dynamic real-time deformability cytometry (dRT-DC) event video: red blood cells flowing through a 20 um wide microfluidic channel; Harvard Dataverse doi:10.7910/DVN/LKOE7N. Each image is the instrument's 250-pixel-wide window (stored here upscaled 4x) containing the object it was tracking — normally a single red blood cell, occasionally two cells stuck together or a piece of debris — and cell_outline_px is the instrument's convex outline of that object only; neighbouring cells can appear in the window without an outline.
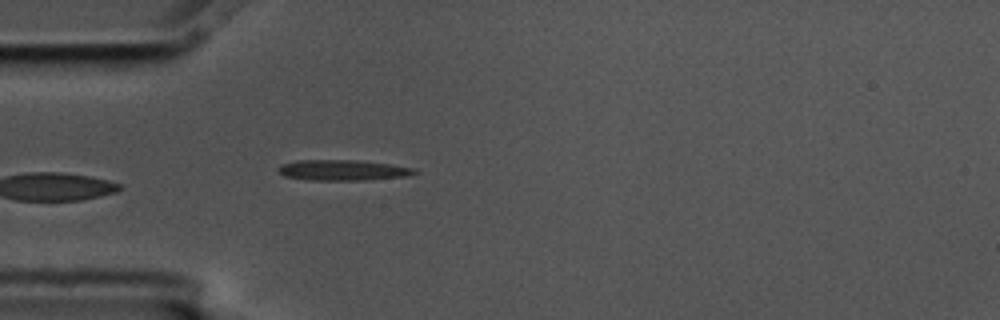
{"species": "common noctule bat (a hibernating species)", "species_latin": "Nyctalus noctula", "temperature_condition": "cold", "stored_images_in_passage": 6, "camera_frame_rate_fps": 3000, "um_per_image_px": 0.085, "animal": {"sex": "male", "body_mass_g": 17.5, "forearm_length_mm": 52.3}, "frame": {"image": 1, "passage_image": 6, "time_ms": 1.667, "image_size_px": [1000, 320], "cell_outline_px": [[420, 172], [408, 176], [364, 180], [312, 180], [284, 176], [276, 172], [276, 168], [280, 164], [296, 160], [356, 160], [392, 164], [416, 168]], "centroid_in_image_um": [29.13, 14.46], "position_along_channel_um": 55.9, "area_um2": 16.65}}